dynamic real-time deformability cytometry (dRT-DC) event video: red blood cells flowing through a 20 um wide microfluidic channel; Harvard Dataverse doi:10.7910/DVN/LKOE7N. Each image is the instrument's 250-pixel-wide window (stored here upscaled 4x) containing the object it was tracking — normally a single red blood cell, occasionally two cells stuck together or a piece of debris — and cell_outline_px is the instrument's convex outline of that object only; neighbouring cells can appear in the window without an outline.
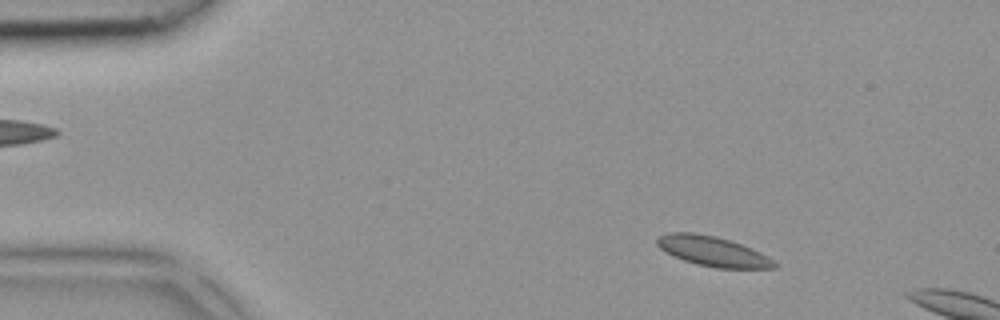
{"species": "common noctule bat (a hibernating species)", "species_latin": "Nyctalus noctula", "temperature_condition": "room temperature", "stored_images_in_passage": 4, "camera_frame_rate_fps": 3000, "um_per_image_px": 0.085, "animal": {"sex": "female", "body_mass_g": 18.4}, "frame": {"image": 1, "passage_image": 2, "time_ms": 0.333, "image_size_px": [1000, 320], "cell_outline_px": [[780, 264], [776, 268], [716, 268], [696, 264], [684, 260], [660, 248], [656, 244], [656, 240], [660, 236], [668, 232], [692, 232], [716, 236], [752, 248], [768, 256]], "centroid_in_image_um": [60.63, 21.36], "position_along_channel_um": 24.4, "area_um2": 20.35}}